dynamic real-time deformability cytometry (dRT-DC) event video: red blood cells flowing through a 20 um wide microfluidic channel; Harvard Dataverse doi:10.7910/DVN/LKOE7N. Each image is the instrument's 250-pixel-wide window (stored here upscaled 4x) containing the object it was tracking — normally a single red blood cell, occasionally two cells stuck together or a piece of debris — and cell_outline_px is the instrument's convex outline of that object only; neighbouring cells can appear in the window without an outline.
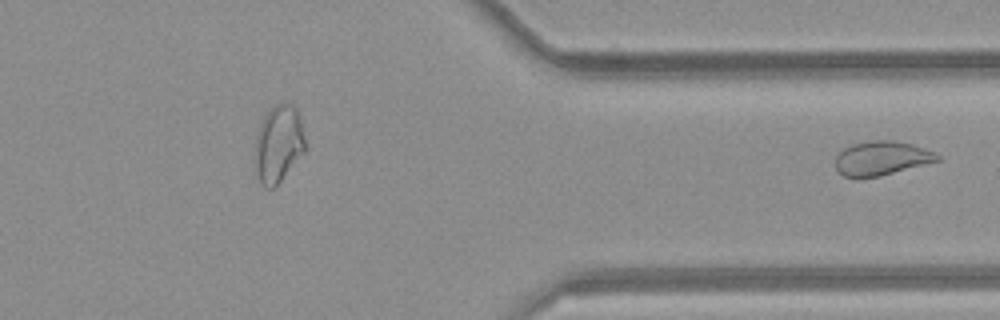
{"species": "common noctule bat (a hibernating species)", "species_latin": "Nyctalus noctula", "temperature_condition": "room temperature", "stored_images_in_passage": 33, "segment_of_instrument_passage": [2, 2], "camera_frame_rate_fps": 3000, "um_per_image_px": 0.085, "animal": {"sex": "female", "body_mass_g": 21.9}, "frame": {"image": 1, "passage_image": 33, "time_ms": 10.667, "image_size_px": [1000, 320], "cell_outline_px": [[940, 160], [880, 176], [844, 176], [836, 168], [836, 156], [844, 148], [852, 144], [872, 140], [892, 140], [912, 144], [936, 152], [940, 156]], "centroid_in_image_um": [74.96, 13.43], "position_along_channel_um": 336.4, "area_um2": 19.94}}